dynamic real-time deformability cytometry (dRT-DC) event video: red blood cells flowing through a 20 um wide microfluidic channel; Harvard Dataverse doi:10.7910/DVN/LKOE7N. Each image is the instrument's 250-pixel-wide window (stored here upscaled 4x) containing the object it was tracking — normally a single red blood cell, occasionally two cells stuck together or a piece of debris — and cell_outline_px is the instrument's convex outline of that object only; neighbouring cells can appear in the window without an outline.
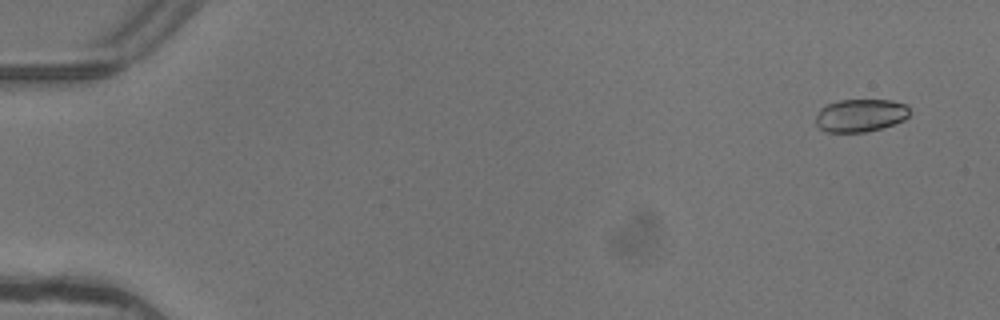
{"species": "common noctule bat (a hibernating species)", "species_latin": "Nyctalus noctula", "temperature_condition": "warm", "stored_images_in_passage": 4, "camera_frame_rate_fps": 3000, "um_per_image_px": 0.085, "animal": {"sex": "female"}, "frame": {"image": 1, "passage_image": 1, "time_ms": 0.0, "image_size_px": [1000, 320], "cell_outline_px": [[912, 112], [904, 120], [880, 128], [864, 132], [824, 132], [816, 124], [816, 116], [820, 108], [828, 104], [840, 100], [892, 100], [904, 104]], "centroid_in_image_um": [73.13, 9.81], "position_along_channel_um": 11.9, "area_um2": 17.92}}